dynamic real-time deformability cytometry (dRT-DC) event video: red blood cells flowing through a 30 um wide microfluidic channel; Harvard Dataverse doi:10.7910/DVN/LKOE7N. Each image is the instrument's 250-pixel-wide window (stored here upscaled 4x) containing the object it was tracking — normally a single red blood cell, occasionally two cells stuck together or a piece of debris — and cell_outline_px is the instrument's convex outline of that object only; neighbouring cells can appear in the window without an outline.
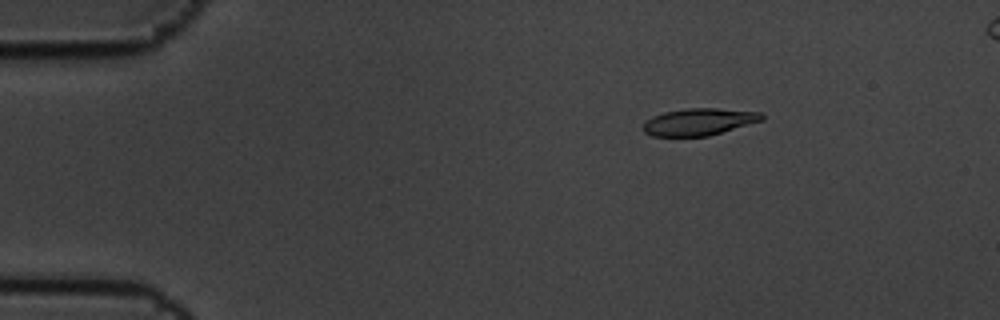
{"species": "common noctule bat (a hibernating species)", "species_latin": "Nyctalus noctula", "temperature_condition": "cold", "stored_images_in_passage": 10, "camera_frame_rate_fps": 3000, "um_per_image_px": 0.085, "animal": {"sex": "male", "body_mass_g": 19.5, "forearm_length_mm": 54.6}, "frame": {"image": 1, "passage_image": 2, "time_ms": 0.333, "image_size_px": [1000, 320], "cell_outline_px": [[764, 120], [708, 136], [652, 136], [644, 132], [644, 120], [652, 116], [664, 112], [688, 108], [716, 108], [760, 112], [764, 116]], "centroid_in_image_um": [59.4, 10.35], "position_along_channel_um": 25.6, "area_um2": 18.67}}
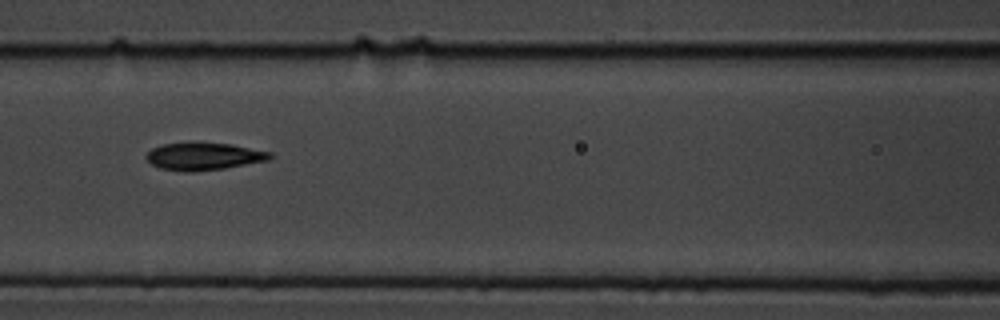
{"frame": {"image": 2, "passage_image": 7, "time_ms": 2.0, "image_size_px": [1000, 320], "cell_outline_px": [[272, 156], [268, 160], [224, 168], [192, 172], [188, 172], [160, 168], [152, 164], [144, 156], [152, 148], [164, 144], [232, 144], [272, 152]], "centroid_in_image_um": [17.33, 13.31], "position_along_channel_um": 149.3, "area_um2": 19.25}}
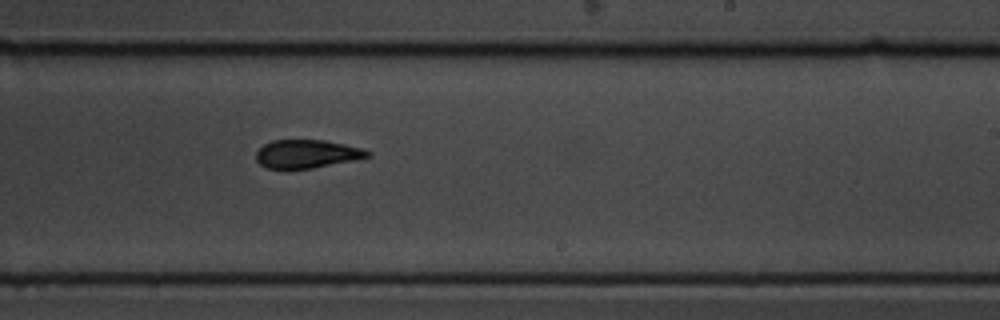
{"frame": {"image": 3, "passage_image": 10, "time_ms": 3.0, "image_size_px": [1000, 320], "cell_outline_px": [[372, 156], [312, 168], [268, 168], [260, 164], [256, 160], [256, 152], [264, 144], [272, 140], [324, 140], [344, 144], [360, 148], [372, 152]], "centroid_in_image_um": [26.07, 13.07], "position_along_channel_um": 262.9, "area_um2": 18.15}}